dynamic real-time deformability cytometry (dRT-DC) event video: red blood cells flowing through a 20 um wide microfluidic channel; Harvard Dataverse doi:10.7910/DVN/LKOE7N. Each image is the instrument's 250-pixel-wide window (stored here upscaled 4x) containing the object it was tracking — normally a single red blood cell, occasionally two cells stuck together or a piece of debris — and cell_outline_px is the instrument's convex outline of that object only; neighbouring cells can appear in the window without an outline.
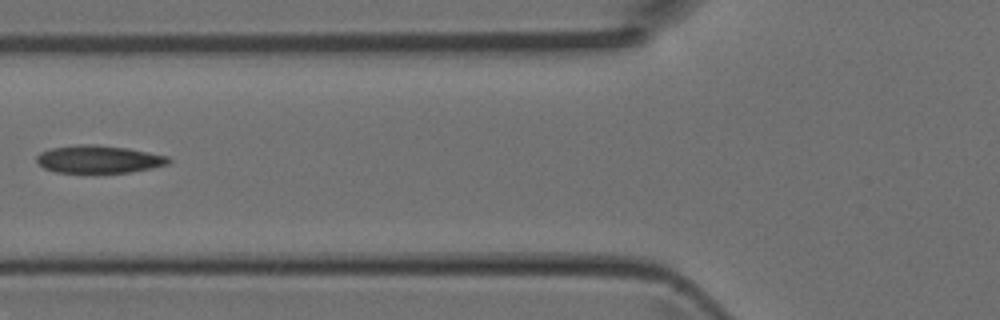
{"species": "Egyptian fruit bat (a non-hibernating species)", "species_latin": "Rousettus aegyptiacus", "temperature_condition": "room temperature", "stored_images_in_passage": 2, "camera_frame_rate_fps": 3000, "um_per_image_px": 0.085, "animal": {"sex": "female"}, "frame": {"image": 1, "passage_image": 2, "time_ms": 0.333, "image_size_px": [1000, 320], "cell_outline_px": [[172, 160], [168, 164], [152, 168], [128, 172], [56, 172], [44, 168], [36, 160], [36, 156], [40, 152], [52, 148], [80, 144], [92, 144], [128, 148], [168, 156]], "centroid_in_image_um": [8.4, 13.53], "position_along_channel_um": 117.4, "area_um2": 21.1}}